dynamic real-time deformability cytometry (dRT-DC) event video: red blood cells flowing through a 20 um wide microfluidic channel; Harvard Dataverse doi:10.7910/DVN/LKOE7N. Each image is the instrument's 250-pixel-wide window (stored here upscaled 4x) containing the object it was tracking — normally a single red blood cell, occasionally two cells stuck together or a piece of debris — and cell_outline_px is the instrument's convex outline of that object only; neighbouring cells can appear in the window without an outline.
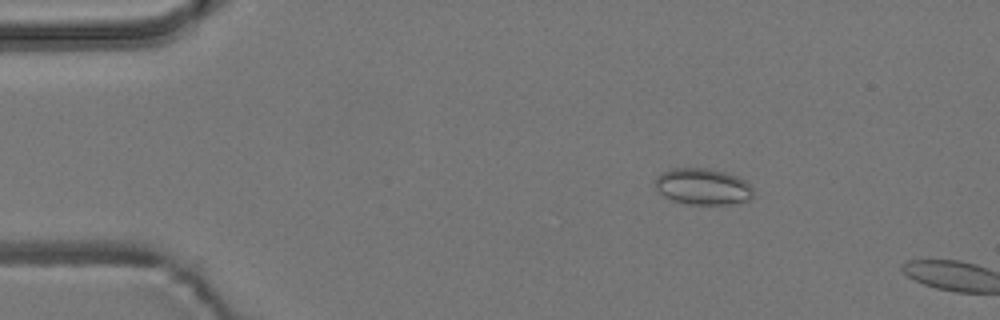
{"species": "common noctule bat (a hibernating species)", "species_latin": "Nyctalus noctula", "temperature_condition": "room temperature", "stored_images_in_passage": 3, "camera_frame_rate_fps": 3000, "um_per_image_px": 0.085, "animal": {"sex": "male", "body_mass_g": 19.2, "forearm_length_mm": 51.8}, "frame": {"image": 1, "passage_image": 2, "time_ms": 0.333, "image_size_px": [1000, 320], "cell_outline_px": [[752, 196], [748, 200], [728, 204], [688, 204], [672, 200], [664, 196], [656, 188], [656, 176], [660, 172], [672, 168], [708, 168], [724, 172], [736, 176], [744, 180], [752, 188]], "centroid_in_image_um": [59.7, 15.85], "position_along_channel_um": 25.3, "area_um2": 20.63}}